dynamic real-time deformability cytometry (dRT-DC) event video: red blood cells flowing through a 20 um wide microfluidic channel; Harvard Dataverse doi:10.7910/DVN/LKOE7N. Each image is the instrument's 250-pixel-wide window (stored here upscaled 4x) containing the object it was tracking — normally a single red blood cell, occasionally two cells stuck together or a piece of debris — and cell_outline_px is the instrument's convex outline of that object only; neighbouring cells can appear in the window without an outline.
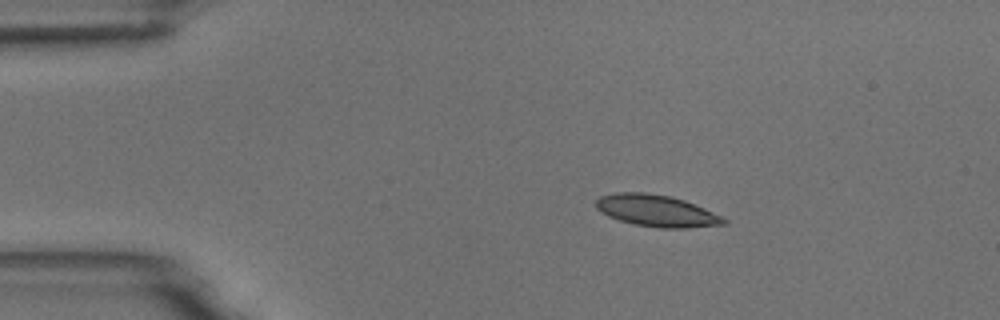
{"species": "common noctule bat (a hibernating species)", "species_latin": "Nyctalus noctula", "temperature_condition": "room temperature", "stored_images_in_passage": 5, "camera_frame_rate_fps": 3000, "um_per_image_px": 0.085, "animal": {"sex": "male", "body_mass_g": 18.8}, "frame": {"image": 1, "passage_image": 1, "time_ms": 0.0, "image_size_px": [1000, 320], "cell_outline_px": [[728, 224], [688, 228], [660, 228], [636, 224], [620, 220], [608, 216], [600, 212], [596, 208], [596, 200], [600, 196], [616, 192], [644, 192], [668, 196], [684, 200], [724, 216], [728, 220]], "centroid_in_image_um": [55.84, 17.92], "position_along_channel_um": 29.2, "area_um2": 23.7}}
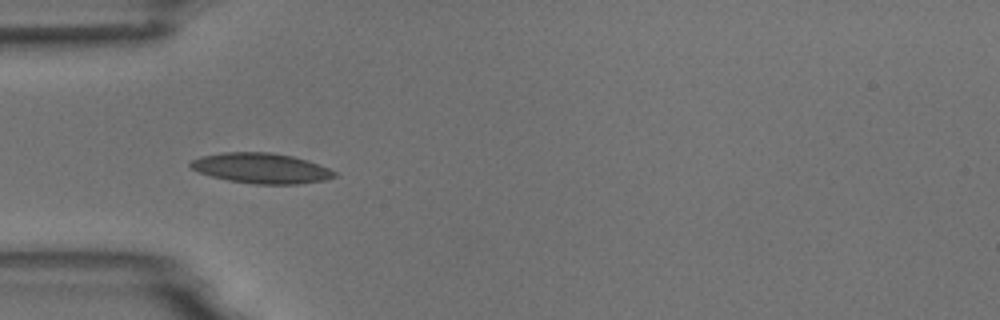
{"frame": {"image": 2, "passage_image": 3, "time_ms": 2.333, "image_size_px": [1000, 320], "cell_outline_px": [[336, 176], [324, 180], [300, 184], [256, 184], [228, 180], [212, 176], [200, 172], [192, 168], [188, 164], [192, 160], [200, 156], [224, 152], [272, 152], [292, 156], [308, 160], [328, 168], [336, 172]], "centroid_in_image_um": [22.21, 14.29], "position_along_channel_um": 62.8, "area_um2": 25.32}}